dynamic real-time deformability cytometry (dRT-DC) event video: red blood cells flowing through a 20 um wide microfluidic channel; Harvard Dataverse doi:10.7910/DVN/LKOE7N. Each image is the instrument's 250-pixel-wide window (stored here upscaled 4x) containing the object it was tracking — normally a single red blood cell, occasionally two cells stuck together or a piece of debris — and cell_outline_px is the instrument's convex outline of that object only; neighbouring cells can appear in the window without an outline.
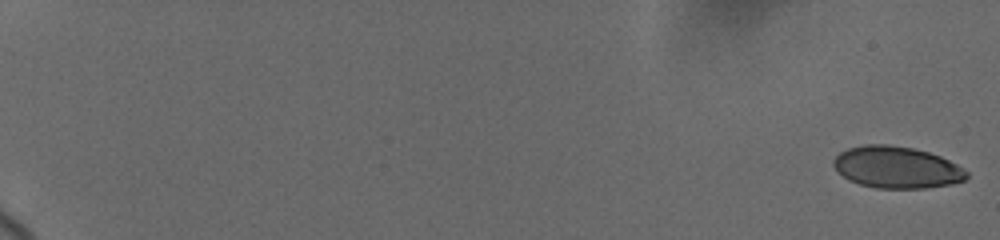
{"species": "human", "species_latin": "Homo sapiens", "temperature_condition": "cold", "stored_images_in_passage": 56, "camera_frame_rate_fps": 3000, "um_per_image_px": 0.085, "donor": {"sex": "female"}, "frame": {"image": 1, "passage_image": 1, "time_ms": 0.0, "image_size_px": [1000, 240], "cell_outline_px": [[968, 176], [964, 180], [952, 184], [924, 188], [876, 188], [860, 184], [848, 180], [832, 164], [832, 160], [840, 152], [848, 148], [864, 144], [888, 144], [912, 148], [928, 152], [940, 156], [956, 164], [968, 172]], "centroid_in_image_um": [76.21, 14.22], "position_along_channel_um": 8.8, "area_um2": 32.31}}
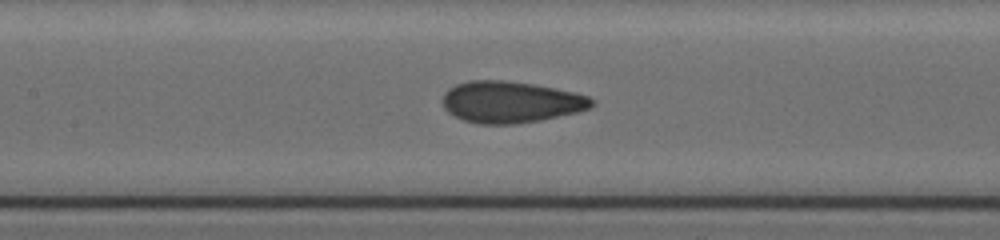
{"frame": {"image": 2, "passage_image": 29, "time_ms": 10.333, "image_size_px": [1000, 240], "cell_outline_px": [[592, 104], [588, 108], [580, 112], [540, 120], [516, 124], [480, 124], [464, 120], [448, 112], [444, 108], [444, 92], [448, 88], [456, 84], [468, 80], [504, 80], [536, 84], [572, 92], [588, 96], [592, 100]], "centroid_in_image_um": [43.39, 8.67], "position_along_channel_um": 164.0, "area_um2": 36.01}}
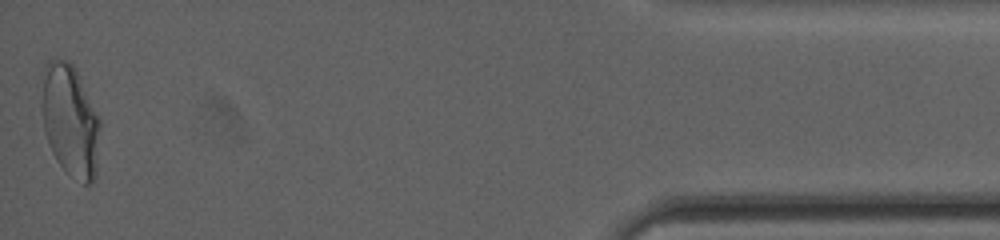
{"frame": {"image": 3, "passage_image": 56, "time_ms": 19.333, "image_size_px": [1000, 240], "cell_outline_px": [[100, 128], [96, 176], [88, 184], [84, 184], [68, 172], [56, 160], [52, 152], [44, 132], [40, 104], [40, 100], [44, 64], [48, 60], [68, 60], [72, 64], [100, 120]], "centroid_in_image_um": [5.93, 10.24], "position_along_channel_um": 429.3, "area_um2": 37.97}, "authors_computed_cell_mechanics": {"area_um2": 35.1135, "velocity_mm_per_s": 3.6899, "shape_relaxation_time_tau1_ms": 5.4437, "shape_relaxation_time_tau2_ms": 0.9066, "deformation_change_tau1": 0.1542, "deformation_change_tau2": 0.0655}}